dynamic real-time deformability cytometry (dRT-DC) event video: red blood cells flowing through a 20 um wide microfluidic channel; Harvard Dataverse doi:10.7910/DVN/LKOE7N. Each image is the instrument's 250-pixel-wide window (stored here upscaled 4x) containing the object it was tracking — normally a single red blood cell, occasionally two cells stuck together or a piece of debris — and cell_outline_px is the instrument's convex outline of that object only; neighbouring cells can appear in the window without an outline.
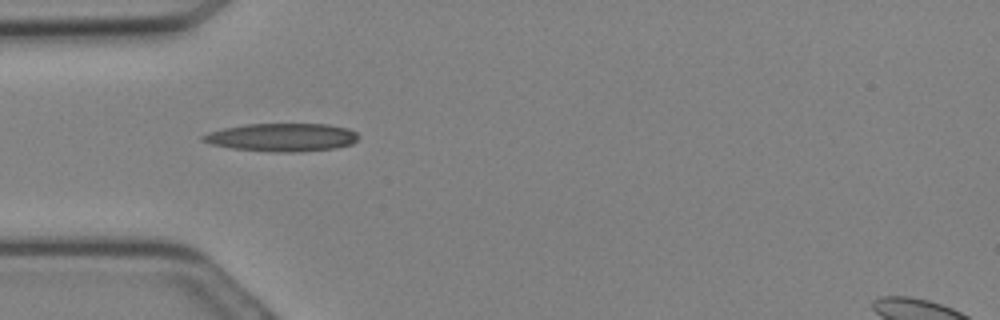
{"species": "Egyptian fruit bat (a non-hibernating species)", "species_latin": "Rousettus aegyptiacus", "temperature_condition": "cold", "stored_images_in_passage": 22, "camera_frame_rate_fps": 3000, "um_per_image_px": 0.085, "animal": {"sex": "female"}, "frame": {"image": 1, "passage_image": 1, "time_ms": 0.0, "image_size_px": [1000, 320], "cell_outline_px": [[360, 136], [352, 144], [336, 148], [300, 152], [272, 152], [232, 148], [212, 144], [200, 140], [200, 136], [208, 132], [224, 128], [248, 124], [328, 124], [348, 128], [356, 132]], "centroid_in_image_um": [23.98, 11.67], "position_along_channel_um": 61.0, "area_um2": 25.61}}
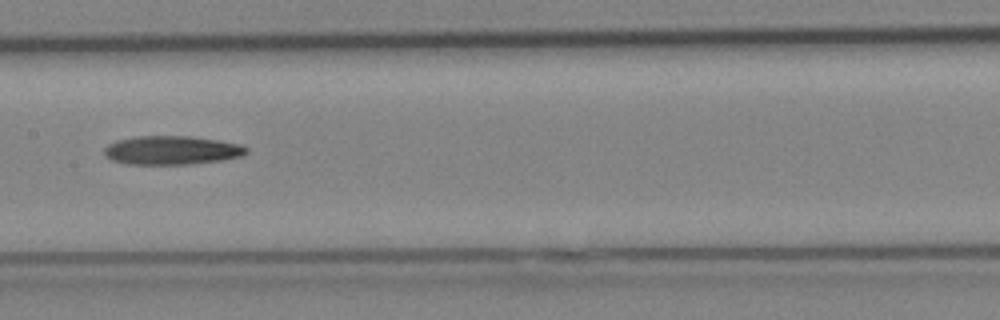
{"frame": {"image": 2, "passage_image": 7, "time_ms": 2.0, "image_size_px": [1000, 320], "cell_outline_px": [[248, 152], [244, 156], [224, 160], [188, 164], [128, 164], [112, 160], [104, 156], [104, 148], [108, 144], [116, 140], [136, 136], [192, 136], [240, 144], [248, 148]], "centroid_in_image_um": [14.6, 12.77], "position_along_channel_um": 192.8, "area_um2": 23.99}}
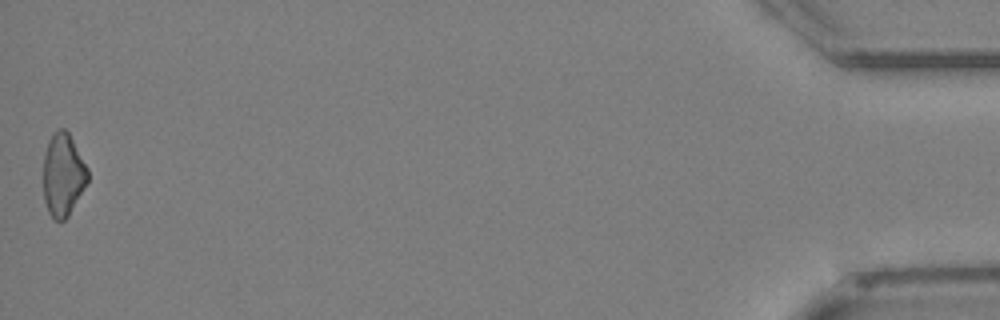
{"frame": {"image": 3, "passage_image": 22, "time_ms": 7.0, "image_size_px": [1000, 320], "cell_outline_px": [[88, 180], [68, 216], [64, 220], [52, 220], [48, 212], [44, 200], [44, 152], [48, 140], [60, 128], [64, 128], [68, 132], [88, 168]], "centroid_in_image_um": [5.35, 14.87], "position_along_channel_um": 429.9, "area_um2": 21.21}}